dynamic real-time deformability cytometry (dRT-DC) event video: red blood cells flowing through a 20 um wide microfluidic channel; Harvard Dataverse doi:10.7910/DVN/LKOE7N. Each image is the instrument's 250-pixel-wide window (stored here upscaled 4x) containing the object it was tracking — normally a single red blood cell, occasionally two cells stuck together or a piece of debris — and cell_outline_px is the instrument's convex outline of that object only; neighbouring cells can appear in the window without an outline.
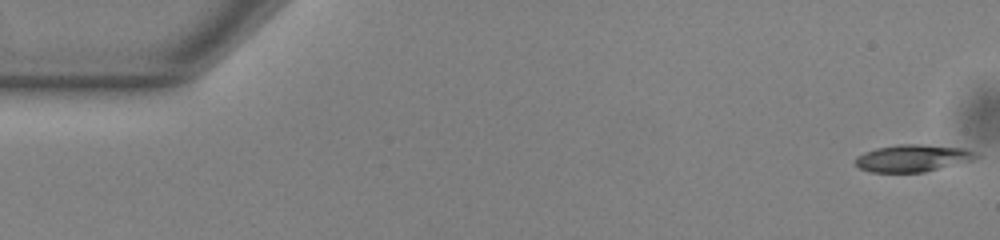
{"species": "common noctule bat (a hibernating species)", "species_latin": "Nyctalus noctula", "temperature_condition": "warm", "stored_images_in_passage": 53, "camera_frame_rate_fps": 3000, "um_per_image_px": 0.085, "animal": {"sex": "male", "body_mass_g": 13.0, "forearm_length_mm": 53.1}, "frame": {"image": 1, "passage_image": 1, "time_ms": 0.0, "image_size_px": [1000, 240], "cell_outline_px": [[980, 156], [972, 160], [924, 172], [872, 172], [860, 168], [856, 164], [856, 156], [864, 152], [876, 148], [900, 144], [924, 144], [964, 148], [980, 152]], "centroid_in_image_um": [77.62, 13.43], "position_along_channel_um": 7.4, "area_um2": 19.13}}
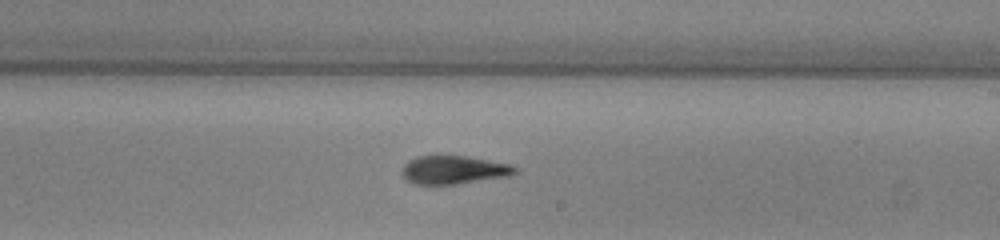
{"frame": {"image": 2, "passage_image": 31, "time_ms": 10.0, "image_size_px": [1000, 240], "cell_outline_px": [[516, 172], [508, 176], [456, 184], [416, 184], [408, 180], [404, 176], [400, 168], [408, 160], [416, 156], [464, 156], [508, 164], [516, 168]], "centroid_in_image_um": [38.5, 14.44], "position_along_channel_um": 250.5, "area_um2": 18.32}}
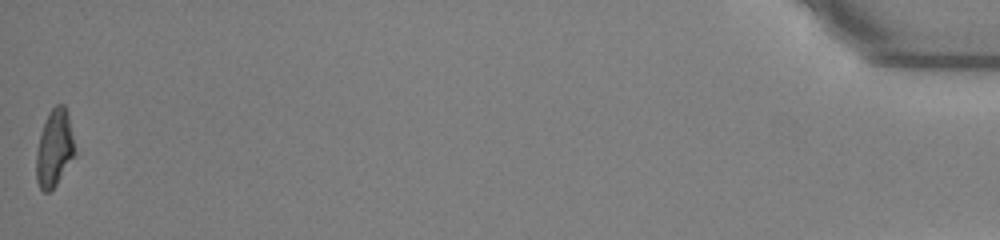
{"frame": {"image": 3, "passage_image": 53, "time_ms": 17.333, "image_size_px": [1000, 240], "cell_outline_px": [[76, 156], [56, 184], [48, 192], [44, 192], [40, 188], [36, 180], [36, 152], [40, 136], [48, 112], [56, 104], [64, 104], [68, 112], [76, 152]], "centroid_in_image_um": [4.64, 12.59], "position_along_channel_um": 430.6, "area_um2": 17.46}, "authors_computed_cell_mechanics": {"area_um2": 18.9584, "velocity_mm_per_s": 3.859, "shape_relaxation_time_tau1_ms": 3.5446, "shape_relaxation_time_tau2_ms": 2.5259, "deformation_change_tau1": 0.1686, "deformation_change_tau2": 0.103}}